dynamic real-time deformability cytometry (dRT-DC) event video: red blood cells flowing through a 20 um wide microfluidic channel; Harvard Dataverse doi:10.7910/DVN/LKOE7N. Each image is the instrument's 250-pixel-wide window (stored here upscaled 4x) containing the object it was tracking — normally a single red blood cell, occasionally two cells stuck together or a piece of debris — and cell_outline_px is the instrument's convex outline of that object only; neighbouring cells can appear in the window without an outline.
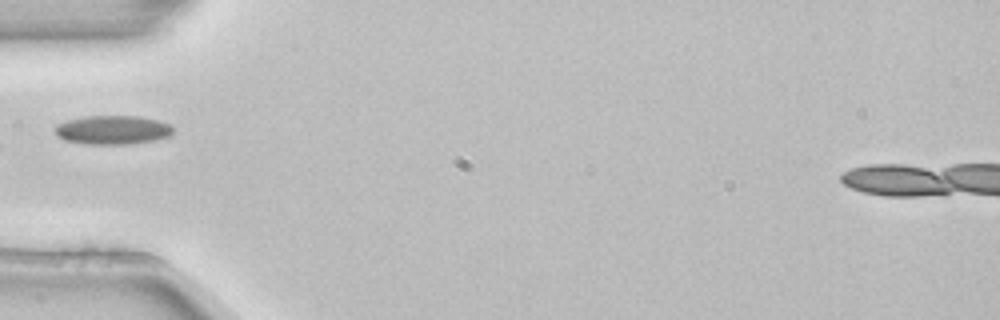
{"species": "common noctule bat (a hibernating species)", "species_latin": "Nyctalus noctula", "temperature_condition": "room temperature", "stored_images_in_passage": 4, "camera_frame_rate_fps": 3000, "um_per_image_px": 0.085, "animal": {"sex": "female", "body_mass_g": 22.7, "forearm_length_mm": 54.2}, "frame": {"image": 1, "passage_image": 4, "time_ms": 1.0, "image_size_px": [1000, 320], "cell_outline_px": [[172, 132], [168, 136], [152, 140], [124, 144], [88, 144], [64, 140], [56, 132], [56, 124], [68, 120], [84, 116], [136, 116], [160, 120], [168, 124], [172, 128]], "centroid_in_image_um": [9.56, 11.03], "position_along_channel_um": 75.4, "area_um2": 19.54}}